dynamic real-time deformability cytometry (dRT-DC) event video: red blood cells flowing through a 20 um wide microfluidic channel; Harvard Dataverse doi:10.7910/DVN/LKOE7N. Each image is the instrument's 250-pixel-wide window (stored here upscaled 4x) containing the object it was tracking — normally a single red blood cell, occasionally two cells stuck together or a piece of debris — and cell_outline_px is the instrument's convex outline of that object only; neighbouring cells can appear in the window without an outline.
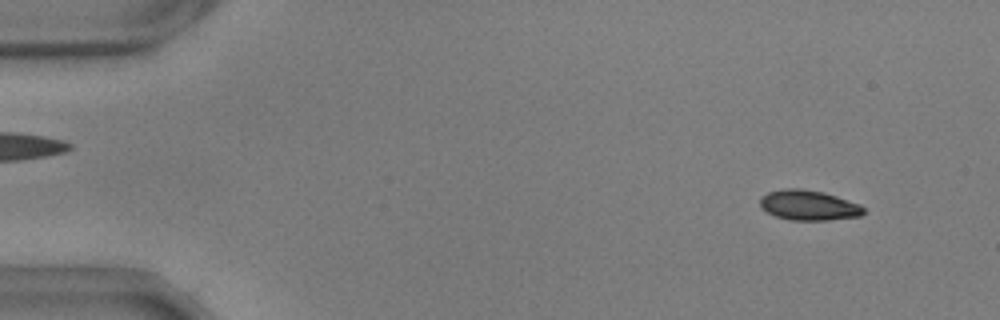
{"species": "common noctule bat (a hibernating species)", "species_latin": "Nyctalus noctula", "temperature_condition": "warm", "stored_images_in_passage": 54, "camera_frame_rate_fps": 3000, "um_per_image_px": 0.085, "animal": {"sex": "male", "body_mass_g": 17.9, "forearm_length_mm": 54.2}, "frame": {"image": 1, "passage_image": 4, "time_ms": 1.0, "image_size_px": [1000, 320], "cell_outline_px": [[864, 212], [860, 216], [828, 220], [788, 220], [776, 216], [760, 208], [760, 196], [768, 192], [784, 188], [800, 188], [824, 192], [860, 204], [864, 208]], "centroid_in_image_um": [68.71, 17.44], "position_along_channel_um": 16.3, "area_um2": 18.26}}
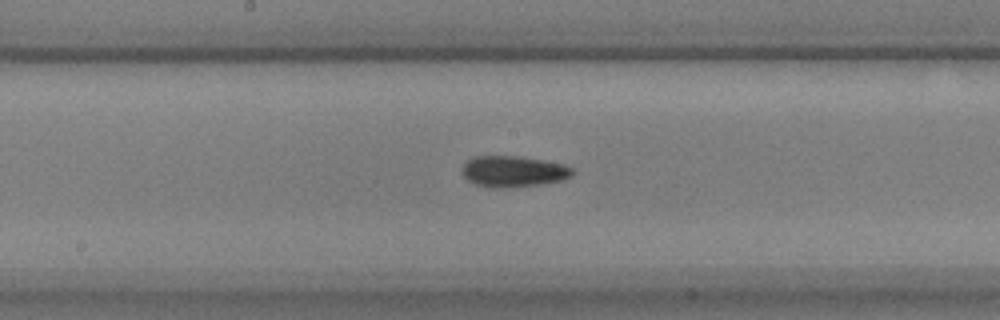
{"frame": {"image": 2, "passage_image": 28, "time_ms": 9.0, "image_size_px": [1000, 320], "cell_outline_px": [[576, 172], [572, 176], [560, 180], [540, 184], [504, 188], [496, 188], [476, 184], [468, 180], [460, 172], [464, 164], [472, 156], [520, 156], [544, 160], [564, 164], [572, 168]], "centroid_in_image_um": [43.63, 14.56], "position_along_channel_um": 204.6, "area_um2": 20.06}}
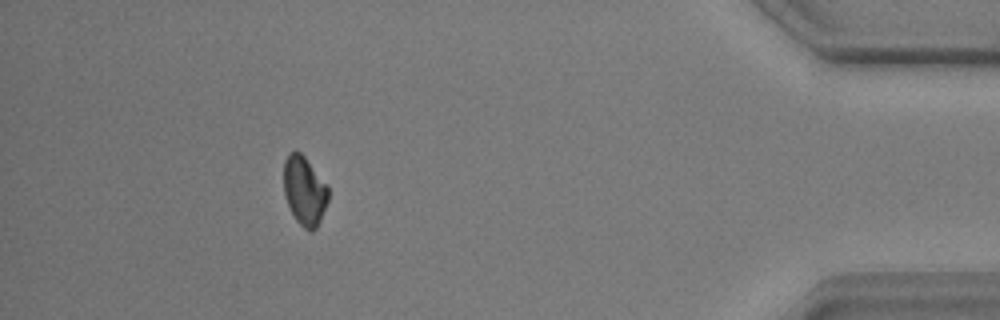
{"frame": {"image": 3, "passage_image": 49, "time_ms": 16.0, "image_size_px": [1000, 320], "cell_outline_px": [[328, 200], [320, 220], [316, 228], [312, 232], [308, 232], [296, 220], [284, 196], [284, 160], [288, 152], [300, 152], [304, 156], [328, 184]], "centroid_in_image_um": [25.88, 16.21], "position_along_channel_um": 409.3, "area_um2": 17.98}, "authors_computed_cell_mechanics": {"area_um2": 18.7272, "velocity_mm_per_s": 3.6693, "shape_relaxation_time_tau1_ms": 4.7654, "shape_relaxation_time_tau2_ms": null, "deformation_change_tau1": 0.1024, "deformation_change_tau2": null}}